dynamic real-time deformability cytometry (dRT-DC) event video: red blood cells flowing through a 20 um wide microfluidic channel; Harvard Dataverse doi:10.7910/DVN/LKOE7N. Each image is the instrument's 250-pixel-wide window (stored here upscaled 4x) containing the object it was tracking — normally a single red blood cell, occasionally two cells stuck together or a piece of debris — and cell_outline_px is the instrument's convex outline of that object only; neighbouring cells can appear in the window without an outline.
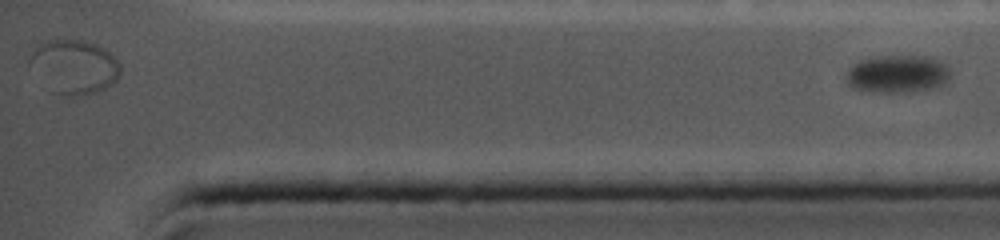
{"species": "common noctule bat (a hibernating species)", "species_latin": "Nyctalus noctula", "temperature_condition": "cold", "stored_images_in_passage": 47, "segment_of_instrument_passage": [2, 2], "camera_frame_rate_fps": 5000, "um_per_image_px": 0.085, "animal": {"sex": "female", "body_mass_g": 19.0, "forearm_length_mm": 56.7}, "frame": {"image": 1, "passage_image": 47, "time_ms": 11.2, "image_size_px": [1000, 240], "cell_outline_px": [[952, 76], [944, 84], [936, 88], [856, 88], [844, 76], [848, 68], [852, 64], [860, 60], [880, 56], [924, 56], [940, 60], [948, 64], [952, 72]], "centroid_in_image_um": [76.4, 6.17], "position_along_channel_um": 358.8, "area_um2": 21.56}}